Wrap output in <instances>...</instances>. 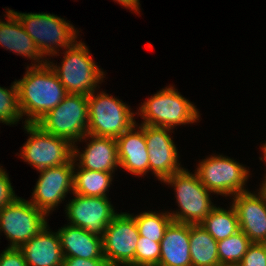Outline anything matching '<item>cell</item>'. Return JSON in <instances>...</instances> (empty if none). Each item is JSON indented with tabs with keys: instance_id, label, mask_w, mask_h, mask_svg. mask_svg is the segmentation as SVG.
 Returning <instances> with one entry per match:
<instances>
[{
	"instance_id": "6da1fadb",
	"label": "cell",
	"mask_w": 266,
	"mask_h": 266,
	"mask_svg": "<svg viewBox=\"0 0 266 266\" xmlns=\"http://www.w3.org/2000/svg\"><path fill=\"white\" fill-rule=\"evenodd\" d=\"M22 79L16 80L21 115L28 116L24 123H37L68 95L57 74L47 63L27 66Z\"/></svg>"
},
{
	"instance_id": "7a4b0ae2",
	"label": "cell",
	"mask_w": 266,
	"mask_h": 266,
	"mask_svg": "<svg viewBox=\"0 0 266 266\" xmlns=\"http://www.w3.org/2000/svg\"><path fill=\"white\" fill-rule=\"evenodd\" d=\"M89 52L84 42L76 41L66 49L61 66L54 65L48 60V64L68 94L89 96L95 91L97 84L105 78L104 72L98 68Z\"/></svg>"
},
{
	"instance_id": "3957f363",
	"label": "cell",
	"mask_w": 266,
	"mask_h": 266,
	"mask_svg": "<svg viewBox=\"0 0 266 266\" xmlns=\"http://www.w3.org/2000/svg\"><path fill=\"white\" fill-rule=\"evenodd\" d=\"M173 86L165 87L139 107L142 124L173 129L177 125L197 122L196 106L184 98Z\"/></svg>"
},
{
	"instance_id": "277c9868",
	"label": "cell",
	"mask_w": 266,
	"mask_h": 266,
	"mask_svg": "<svg viewBox=\"0 0 266 266\" xmlns=\"http://www.w3.org/2000/svg\"><path fill=\"white\" fill-rule=\"evenodd\" d=\"M164 183L174 186L176 201L180 211L172 212L174 222L200 224L215 207L210 199V192L200 182L196 173L185 168L166 178Z\"/></svg>"
},
{
	"instance_id": "5b68a950",
	"label": "cell",
	"mask_w": 266,
	"mask_h": 266,
	"mask_svg": "<svg viewBox=\"0 0 266 266\" xmlns=\"http://www.w3.org/2000/svg\"><path fill=\"white\" fill-rule=\"evenodd\" d=\"M20 21L25 32L33 39L45 57L57 54L56 48L65 50L76 42L77 31L68 21L49 13H19L10 10Z\"/></svg>"
},
{
	"instance_id": "8992f818",
	"label": "cell",
	"mask_w": 266,
	"mask_h": 266,
	"mask_svg": "<svg viewBox=\"0 0 266 266\" xmlns=\"http://www.w3.org/2000/svg\"><path fill=\"white\" fill-rule=\"evenodd\" d=\"M88 96L68 94L59 105L36 124L44 131L59 136L72 145L88 134Z\"/></svg>"
},
{
	"instance_id": "52a82bcc",
	"label": "cell",
	"mask_w": 266,
	"mask_h": 266,
	"mask_svg": "<svg viewBox=\"0 0 266 266\" xmlns=\"http://www.w3.org/2000/svg\"><path fill=\"white\" fill-rule=\"evenodd\" d=\"M88 96V134L118 138L136 124L131 108L110 94Z\"/></svg>"
},
{
	"instance_id": "ba28073f",
	"label": "cell",
	"mask_w": 266,
	"mask_h": 266,
	"mask_svg": "<svg viewBox=\"0 0 266 266\" xmlns=\"http://www.w3.org/2000/svg\"><path fill=\"white\" fill-rule=\"evenodd\" d=\"M24 126L30 137L20 156L38 171L63 165L73 158V145L69 141L44 131L36 123H25Z\"/></svg>"
},
{
	"instance_id": "9c48e42d",
	"label": "cell",
	"mask_w": 266,
	"mask_h": 266,
	"mask_svg": "<svg viewBox=\"0 0 266 266\" xmlns=\"http://www.w3.org/2000/svg\"><path fill=\"white\" fill-rule=\"evenodd\" d=\"M196 169L200 182L211 193L234 196L247 191L244 186L250 171L231 158L211 155L202 160Z\"/></svg>"
},
{
	"instance_id": "30bf717a",
	"label": "cell",
	"mask_w": 266,
	"mask_h": 266,
	"mask_svg": "<svg viewBox=\"0 0 266 266\" xmlns=\"http://www.w3.org/2000/svg\"><path fill=\"white\" fill-rule=\"evenodd\" d=\"M48 215L30 201L17 197L0 209V232L10 239L8 248H20L46 227Z\"/></svg>"
},
{
	"instance_id": "8fae6325",
	"label": "cell",
	"mask_w": 266,
	"mask_h": 266,
	"mask_svg": "<svg viewBox=\"0 0 266 266\" xmlns=\"http://www.w3.org/2000/svg\"><path fill=\"white\" fill-rule=\"evenodd\" d=\"M139 232L134 217L117 214L102 237L103 256L110 266H135V250Z\"/></svg>"
},
{
	"instance_id": "7c38bea8",
	"label": "cell",
	"mask_w": 266,
	"mask_h": 266,
	"mask_svg": "<svg viewBox=\"0 0 266 266\" xmlns=\"http://www.w3.org/2000/svg\"><path fill=\"white\" fill-rule=\"evenodd\" d=\"M69 162L40 170V176L32 193L30 202L48 214L65 199L69 191L73 192L75 164Z\"/></svg>"
},
{
	"instance_id": "4fadbf2b",
	"label": "cell",
	"mask_w": 266,
	"mask_h": 266,
	"mask_svg": "<svg viewBox=\"0 0 266 266\" xmlns=\"http://www.w3.org/2000/svg\"><path fill=\"white\" fill-rule=\"evenodd\" d=\"M74 195L65 208L69 224L103 237L107 226L118 214L108 198Z\"/></svg>"
},
{
	"instance_id": "5bb4252c",
	"label": "cell",
	"mask_w": 266,
	"mask_h": 266,
	"mask_svg": "<svg viewBox=\"0 0 266 266\" xmlns=\"http://www.w3.org/2000/svg\"><path fill=\"white\" fill-rule=\"evenodd\" d=\"M139 127L144 131L149 154V170L153 171L158 180L163 182L173 173L183 169L178 161L176 145L168 134L172 129L144 124Z\"/></svg>"
},
{
	"instance_id": "9a60e30c",
	"label": "cell",
	"mask_w": 266,
	"mask_h": 266,
	"mask_svg": "<svg viewBox=\"0 0 266 266\" xmlns=\"http://www.w3.org/2000/svg\"><path fill=\"white\" fill-rule=\"evenodd\" d=\"M240 230L252 243H263L266 239V196L259 190L258 195L249 191L233 196Z\"/></svg>"
},
{
	"instance_id": "2e32d148",
	"label": "cell",
	"mask_w": 266,
	"mask_h": 266,
	"mask_svg": "<svg viewBox=\"0 0 266 266\" xmlns=\"http://www.w3.org/2000/svg\"><path fill=\"white\" fill-rule=\"evenodd\" d=\"M87 137L91 141L83 153L73 145V159L75 162L79 160L75 165L86 170L114 172L119 166L116 138L87 134L81 140Z\"/></svg>"
},
{
	"instance_id": "e0dca14e",
	"label": "cell",
	"mask_w": 266,
	"mask_h": 266,
	"mask_svg": "<svg viewBox=\"0 0 266 266\" xmlns=\"http://www.w3.org/2000/svg\"><path fill=\"white\" fill-rule=\"evenodd\" d=\"M133 125L129 130L116 138L119 168L134 175H145L149 171V154L144 131ZM137 130V131H134Z\"/></svg>"
},
{
	"instance_id": "ac0fdd59",
	"label": "cell",
	"mask_w": 266,
	"mask_h": 266,
	"mask_svg": "<svg viewBox=\"0 0 266 266\" xmlns=\"http://www.w3.org/2000/svg\"><path fill=\"white\" fill-rule=\"evenodd\" d=\"M48 230L46 225L19 248L28 266H63L64 255L59 234Z\"/></svg>"
},
{
	"instance_id": "d6986e66",
	"label": "cell",
	"mask_w": 266,
	"mask_h": 266,
	"mask_svg": "<svg viewBox=\"0 0 266 266\" xmlns=\"http://www.w3.org/2000/svg\"><path fill=\"white\" fill-rule=\"evenodd\" d=\"M190 224L172 221L160 242L157 266H192L190 254Z\"/></svg>"
},
{
	"instance_id": "ffe728a7",
	"label": "cell",
	"mask_w": 266,
	"mask_h": 266,
	"mask_svg": "<svg viewBox=\"0 0 266 266\" xmlns=\"http://www.w3.org/2000/svg\"><path fill=\"white\" fill-rule=\"evenodd\" d=\"M57 232L64 258L105 259L102 237L70 224L61 227Z\"/></svg>"
},
{
	"instance_id": "44dd1931",
	"label": "cell",
	"mask_w": 266,
	"mask_h": 266,
	"mask_svg": "<svg viewBox=\"0 0 266 266\" xmlns=\"http://www.w3.org/2000/svg\"><path fill=\"white\" fill-rule=\"evenodd\" d=\"M7 22L0 20V45L18 55L33 59L32 66H43L48 61L42 56L33 39L25 32L19 19L7 9ZM41 59V60H40ZM36 62H38L36 64Z\"/></svg>"
},
{
	"instance_id": "7402d4cb",
	"label": "cell",
	"mask_w": 266,
	"mask_h": 266,
	"mask_svg": "<svg viewBox=\"0 0 266 266\" xmlns=\"http://www.w3.org/2000/svg\"><path fill=\"white\" fill-rule=\"evenodd\" d=\"M192 266H220L217 241L200 225L190 224Z\"/></svg>"
},
{
	"instance_id": "603a6c76",
	"label": "cell",
	"mask_w": 266,
	"mask_h": 266,
	"mask_svg": "<svg viewBox=\"0 0 266 266\" xmlns=\"http://www.w3.org/2000/svg\"><path fill=\"white\" fill-rule=\"evenodd\" d=\"M74 172L73 194L89 197H107L106 191L112 184L113 172L93 171L80 168Z\"/></svg>"
},
{
	"instance_id": "cb8c5ba5",
	"label": "cell",
	"mask_w": 266,
	"mask_h": 266,
	"mask_svg": "<svg viewBox=\"0 0 266 266\" xmlns=\"http://www.w3.org/2000/svg\"><path fill=\"white\" fill-rule=\"evenodd\" d=\"M200 225L216 240H223L240 230L238 216L233 205L229 210L214 207Z\"/></svg>"
},
{
	"instance_id": "d4e9b609",
	"label": "cell",
	"mask_w": 266,
	"mask_h": 266,
	"mask_svg": "<svg viewBox=\"0 0 266 266\" xmlns=\"http://www.w3.org/2000/svg\"><path fill=\"white\" fill-rule=\"evenodd\" d=\"M251 244L250 239L241 230L217 241L220 266H238Z\"/></svg>"
},
{
	"instance_id": "484cf974",
	"label": "cell",
	"mask_w": 266,
	"mask_h": 266,
	"mask_svg": "<svg viewBox=\"0 0 266 266\" xmlns=\"http://www.w3.org/2000/svg\"><path fill=\"white\" fill-rule=\"evenodd\" d=\"M132 216L135 219L139 235L144 239H155V242H161L166 228L173 221L169 212L158 214L148 211Z\"/></svg>"
},
{
	"instance_id": "4316f807",
	"label": "cell",
	"mask_w": 266,
	"mask_h": 266,
	"mask_svg": "<svg viewBox=\"0 0 266 266\" xmlns=\"http://www.w3.org/2000/svg\"><path fill=\"white\" fill-rule=\"evenodd\" d=\"M11 89L0 87V122L11 125L17 124L22 115L18 104V88L14 81Z\"/></svg>"
},
{
	"instance_id": "83f0119b",
	"label": "cell",
	"mask_w": 266,
	"mask_h": 266,
	"mask_svg": "<svg viewBox=\"0 0 266 266\" xmlns=\"http://www.w3.org/2000/svg\"><path fill=\"white\" fill-rule=\"evenodd\" d=\"M160 242L139 237L135 250V266H157L160 261Z\"/></svg>"
},
{
	"instance_id": "f1b7e54d",
	"label": "cell",
	"mask_w": 266,
	"mask_h": 266,
	"mask_svg": "<svg viewBox=\"0 0 266 266\" xmlns=\"http://www.w3.org/2000/svg\"><path fill=\"white\" fill-rule=\"evenodd\" d=\"M238 266H266V248L262 243H252Z\"/></svg>"
},
{
	"instance_id": "f546056e",
	"label": "cell",
	"mask_w": 266,
	"mask_h": 266,
	"mask_svg": "<svg viewBox=\"0 0 266 266\" xmlns=\"http://www.w3.org/2000/svg\"><path fill=\"white\" fill-rule=\"evenodd\" d=\"M16 198L9 176L0 166V209L12 203Z\"/></svg>"
},
{
	"instance_id": "4dcf8cb0",
	"label": "cell",
	"mask_w": 266,
	"mask_h": 266,
	"mask_svg": "<svg viewBox=\"0 0 266 266\" xmlns=\"http://www.w3.org/2000/svg\"><path fill=\"white\" fill-rule=\"evenodd\" d=\"M0 266H28L19 248H7L0 254Z\"/></svg>"
},
{
	"instance_id": "1f68e13d",
	"label": "cell",
	"mask_w": 266,
	"mask_h": 266,
	"mask_svg": "<svg viewBox=\"0 0 266 266\" xmlns=\"http://www.w3.org/2000/svg\"><path fill=\"white\" fill-rule=\"evenodd\" d=\"M63 266H110L106 259L64 258Z\"/></svg>"
},
{
	"instance_id": "d6a6232c",
	"label": "cell",
	"mask_w": 266,
	"mask_h": 266,
	"mask_svg": "<svg viewBox=\"0 0 266 266\" xmlns=\"http://www.w3.org/2000/svg\"><path fill=\"white\" fill-rule=\"evenodd\" d=\"M117 1L121 6H124L125 8H129L137 13H139V0H114Z\"/></svg>"
},
{
	"instance_id": "836d02e7",
	"label": "cell",
	"mask_w": 266,
	"mask_h": 266,
	"mask_svg": "<svg viewBox=\"0 0 266 266\" xmlns=\"http://www.w3.org/2000/svg\"><path fill=\"white\" fill-rule=\"evenodd\" d=\"M264 178H265V179H264L262 185L260 186V187H261L260 190H261V191L265 194V196H266V176H265Z\"/></svg>"
},
{
	"instance_id": "e575fe53",
	"label": "cell",
	"mask_w": 266,
	"mask_h": 266,
	"mask_svg": "<svg viewBox=\"0 0 266 266\" xmlns=\"http://www.w3.org/2000/svg\"><path fill=\"white\" fill-rule=\"evenodd\" d=\"M262 152H263V157H260L259 159L263 160V158H264V160L266 162V143L262 146Z\"/></svg>"
},
{
	"instance_id": "d590c367",
	"label": "cell",
	"mask_w": 266,
	"mask_h": 266,
	"mask_svg": "<svg viewBox=\"0 0 266 266\" xmlns=\"http://www.w3.org/2000/svg\"><path fill=\"white\" fill-rule=\"evenodd\" d=\"M264 246H265V248H266V239L264 240V242L262 243Z\"/></svg>"
}]
</instances>
